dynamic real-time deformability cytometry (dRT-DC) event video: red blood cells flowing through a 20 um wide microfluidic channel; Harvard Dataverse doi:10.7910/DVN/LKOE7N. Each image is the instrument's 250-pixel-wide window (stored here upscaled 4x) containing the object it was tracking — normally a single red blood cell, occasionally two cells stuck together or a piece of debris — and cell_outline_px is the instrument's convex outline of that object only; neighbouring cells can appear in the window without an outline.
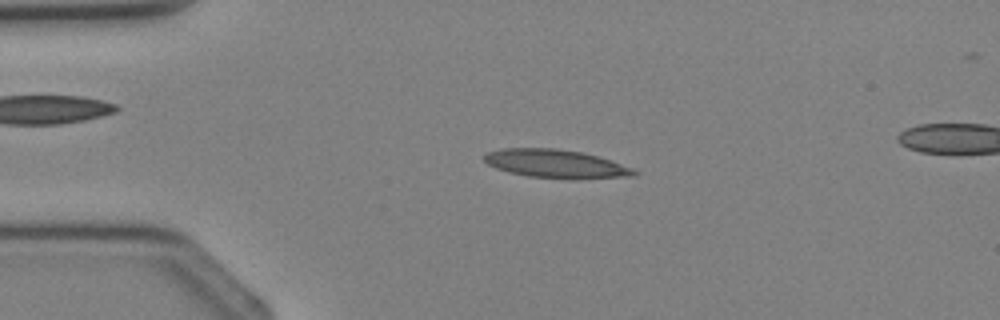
{"species": "Egyptian fruit bat (a non-hibernating species)", "species_latin": "Rousettus aegyptiacus", "temperature_condition": "cold", "stored_images_in_passage": 3, "segment_of_instrument_passage": [1, 2], "camera_frame_rate_fps": 3000, "um_per_image_px": 0.085, "animal": {"sex": "female"}, "frame": {"image": 1, "passage_image": 2, "time_ms": 1.0, "image_size_px": [1000, 320], "cell_outline_px": [[640, 172], [632, 176], [528, 176], [508, 172], [496, 168], [488, 164], [484, 160], [484, 156], [488, 152], [504, 148], [556, 148], [580, 152], [596, 156], [632, 168]], "centroid_in_image_um": [47.12, 13.86], "position_along_channel_um": 37.9, "area_um2": 23.29}}